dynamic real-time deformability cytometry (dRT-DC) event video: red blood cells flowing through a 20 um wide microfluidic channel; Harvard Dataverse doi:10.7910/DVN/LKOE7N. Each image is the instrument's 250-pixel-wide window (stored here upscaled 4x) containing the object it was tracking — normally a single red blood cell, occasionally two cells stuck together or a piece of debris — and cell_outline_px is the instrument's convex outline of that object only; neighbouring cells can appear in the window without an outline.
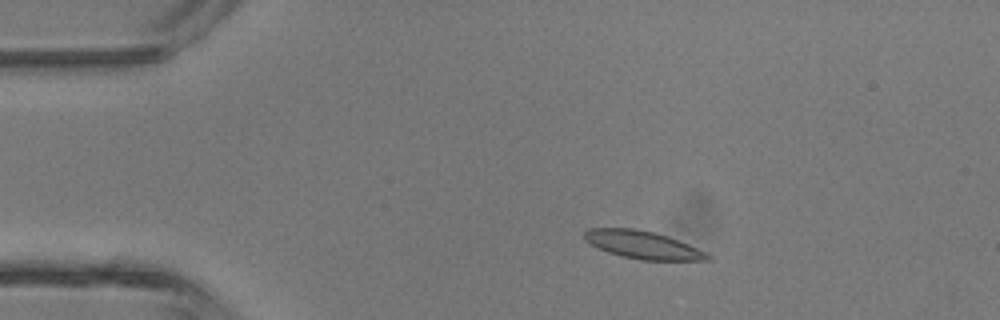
{"species": "common noctule bat (a hibernating species)", "species_latin": "Nyctalus noctula", "temperature_condition": "room temperature", "stored_images_in_passage": 4, "camera_frame_rate_fps": 3000, "um_per_image_px": 0.085, "animal": {"sex": "male", "body_mass_g": 13.3}, "frame": {"image": 1, "passage_image": 2, "time_ms": 1.0, "image_size_px": [1000, 320], "cell_outline_px": [[712, 260], [640, 260], [608, 252], [584, 240], [584, 232], [588, 228], [632, 228], [656, 232], [668, 236], [688, 244], [712, 256]], "centroid_in_image_um": [54.64, 20.8], "position_along_channel_um": 30.4, "area_um2": 19.77}}